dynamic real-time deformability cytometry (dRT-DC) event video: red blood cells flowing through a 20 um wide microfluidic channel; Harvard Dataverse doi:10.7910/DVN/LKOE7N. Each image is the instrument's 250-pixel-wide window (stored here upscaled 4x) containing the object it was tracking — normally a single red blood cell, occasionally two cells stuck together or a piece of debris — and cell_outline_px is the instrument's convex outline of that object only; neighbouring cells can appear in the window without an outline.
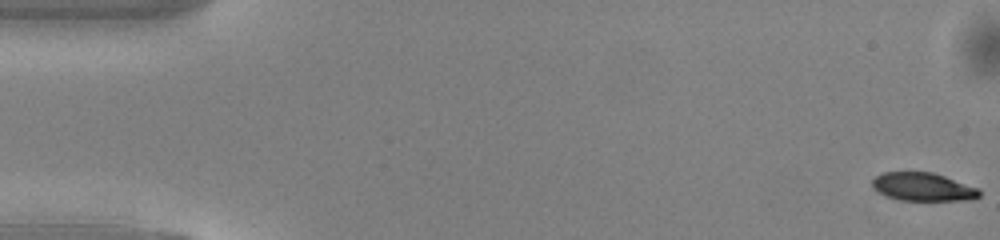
{"species": "common noctule bat (a hibernating species)", "species_latin": "Nyctalus noctula", "temperature_condition": "warm", "stored_images_in_passage": 51, "segment_of_instrument_passage": [1, 2], "camera_frame_rate_fps": 3000, "um_per_image_px": 0.085, "animal": {"sex": "male", "body_mass_g": 13.0, "forearm_length_mm": 53.1}, "frame": {"image": 1, "passage_image": 1, "time_ms": 0.0, "image_size_px": [1000, 240], "cell_outline_px": [[980, 196], [972, 200], [900, 200], [888, 196], [880, 192], [872, 184], [872, 180], [876, 176], [884, 172], [932, 172], [944, 176], [976, 188], [980, 192]], "centroid_in_image_um": [78.46, 15.88], "position_along_channel_um": 6.5, "area_um2": 17.22}}
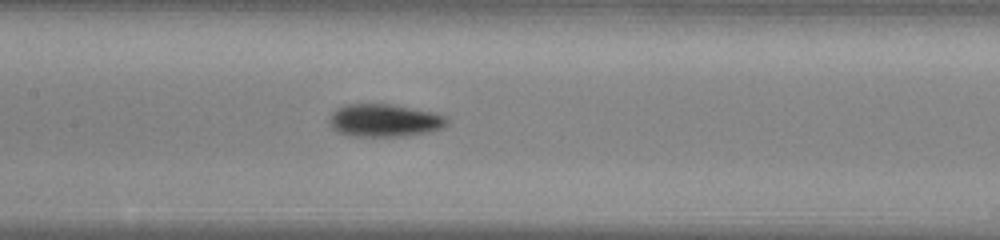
{"frame": {"image": 2, "passage_image": 24, "time_ms": 7.667, "image_size_px": [1000, 240], "cell_outline_px": [[448, 124], [444, 128], [428, 132], [400, 136], [352, 136], [336, 132], [332, 128], [328, 120], [332, 112], [336, 108], [344, 104], [392, 104], [436, 112], [444, 116], [448, 120]], "centroid_in_image_um": [32.67, 10.23], "position_along_channel_um": 174.7, "area_um2": 22.72}}
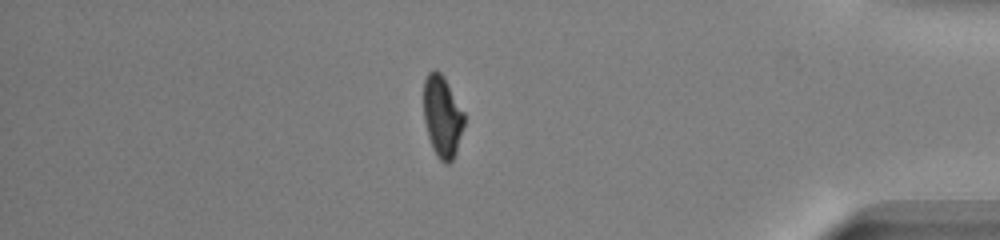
{"frame": {"image": 3, "passage_image": 43, "time_ms": 14.0, "image_size_px": [1000, 240], "cell_outline_px": [[464, 124], [456, 152], [452, 160], [448, 164], [444, 164], [436, 156], [432, 148], [428, 136], [424, 120], [424, 80], [428, 72], [432, 68], [436, 68], [444, 76], [464, 112]], "centroid_in_image_um": [37.58, 9.88], "position_along_channel_um": 397.6, "area_um2": 19.42}}